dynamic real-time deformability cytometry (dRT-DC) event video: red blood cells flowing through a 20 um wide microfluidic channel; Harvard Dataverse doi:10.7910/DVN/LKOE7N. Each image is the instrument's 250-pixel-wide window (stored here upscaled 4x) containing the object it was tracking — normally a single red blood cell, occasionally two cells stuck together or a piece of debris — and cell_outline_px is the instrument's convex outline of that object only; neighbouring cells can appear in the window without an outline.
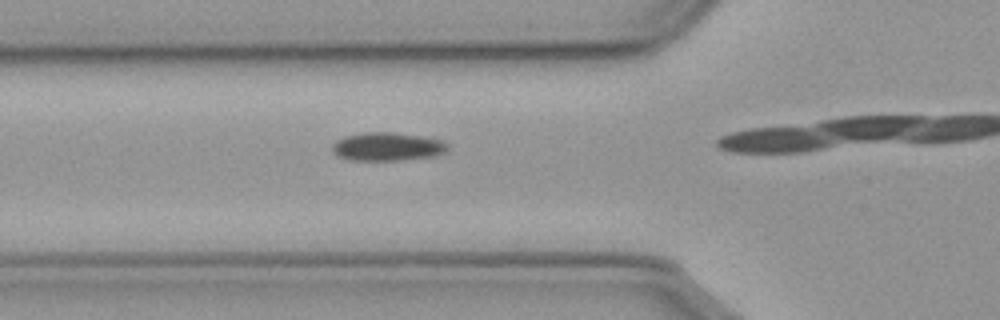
{"species": "common noctule bat (a hibernating species)", "species_latin": "Nyctalus noctula", "temperature_condition": "cold", "stored_images_in_passage": 12, "camera_frame_rate_fps": 3000, "um_per_image_px": 0.085, "animal": {"sex": "male", "body_mass_g": 23.1, "forearm_length_mm": 52.7}, "frame": {"image": 1, "passage_image": 9, "time_ms": 2.667, "image_size_px": [1000, 320], "cell_outline_px": [[444, 148], [440, 152], [428, 156], [400, 160], [352, 160], [340, 156], [332, 152], [332, 144], [336, 140], [344, 136], [364, 132], [392, 132], [416, 136], [436, 140], [444, 144]], "centroid_in_image_um": [32.73, 12.46], "position_along_channel_um": 93.1, "area_um2": 18.21}}